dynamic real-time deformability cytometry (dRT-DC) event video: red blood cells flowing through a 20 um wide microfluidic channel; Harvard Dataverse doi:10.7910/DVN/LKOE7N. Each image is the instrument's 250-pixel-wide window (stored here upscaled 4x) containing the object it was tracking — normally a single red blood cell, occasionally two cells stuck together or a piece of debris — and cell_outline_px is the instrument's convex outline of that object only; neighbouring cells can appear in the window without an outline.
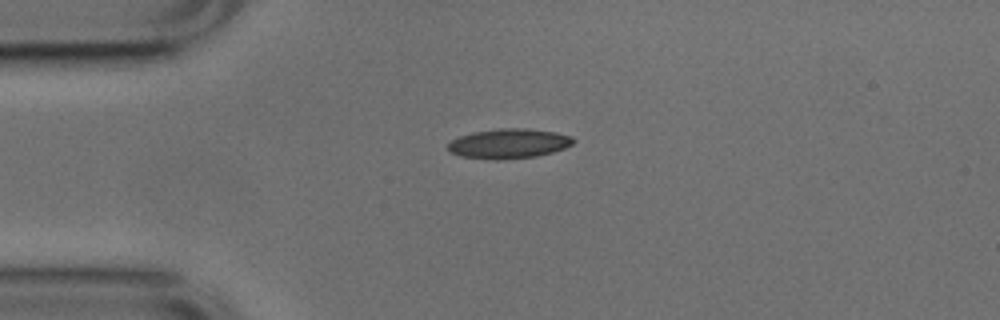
{"species": "common noctule bat (a hibernating species)", "species_latin": "Nyctalus noctula", "temperature_condition": "cold", "stored_images_in_passage": 4, "camera_frame_rate_fps": 3000, "um_per_image_px": 0.085, "animal": {"sex": "male", "body_mass_g": 17.9, "forearm_length_mm": 54.2}, "frame": {"image": 1, "passage_image": 4, "time_ms": 1.0, "image_size_px": [1000, 320], "cell_outline_px": [[576, 140], [572, 144], [564, 148], [552, 152], [536, 156], [504, 160], [496, 160], [460, 156], [452, 152], [448, 148], [448, 144], [452, 140], [460, 136], [472, 132], [500, 128], [524, 128], [556, 132], [572, 136]], "centroid_in_image_um": [43.27, 12.2], "position_along_channel_um": 41.7, "area_um2": 21.73}}